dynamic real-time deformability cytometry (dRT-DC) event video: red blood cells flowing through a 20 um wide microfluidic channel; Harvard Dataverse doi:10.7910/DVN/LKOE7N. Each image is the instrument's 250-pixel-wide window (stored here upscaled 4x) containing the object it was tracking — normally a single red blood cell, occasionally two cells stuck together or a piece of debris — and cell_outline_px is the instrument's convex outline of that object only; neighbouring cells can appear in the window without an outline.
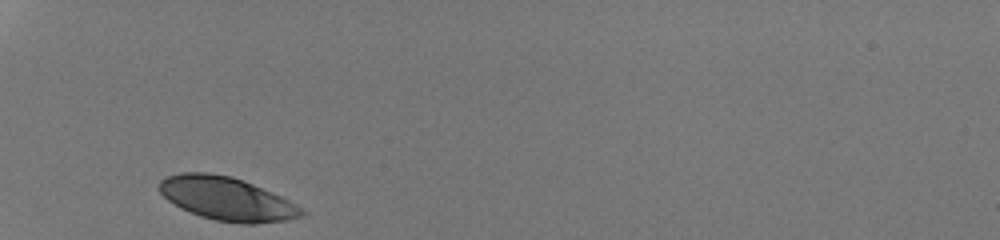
{"species": "human", "species_latin": "Homo sapiens", "temperature_condition": "room temperature", "stored_images_in_passage": 26, "camera_frame_rate_fps": 3000, "um_per_image_px": 0.085, "donor": {"sex": "male"}, "frame": {"image": 1, "passage_image": 1, "time_ms": 0.0, "image_size_px": [1000, 240], "cell_outline_px": [[308, 212], [304, 216], [288, 220], [252, 224], [240, 224], [216, 220], [200, 216], [180, 208], [168, 200], [156, 188], [160, 180], [168, 176], [180, 172], [208, 172], [232, 176], [244, 180], [272, 192], [296, 204]], "centroid_in_image_um": [19.28, 16.89], "position_along_channel_um": 65.7, "area_um2": 36.3}}
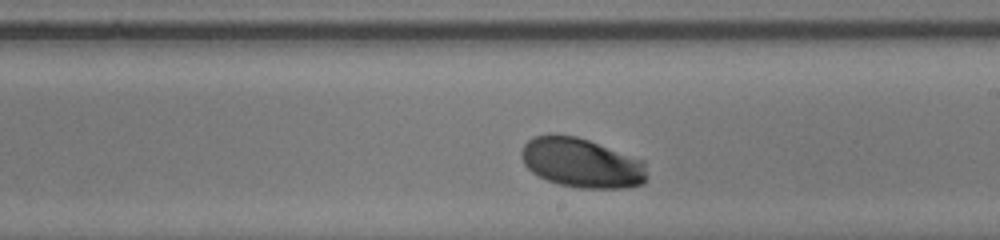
{"frame": {"image": 2, "passage_image": 15, "time_ms": 4.667, "image_size_px": [1000, 240], "cell_outline_px": [[644, 184], [624, 188], [580, 188], [560, 184], [548, 180], [532, 172], [524, 164], [520, 156], [520, 152], [524, 144], [528, 140], [536, 136], [548, 132], [556, 132], [576, 136], [588, 140], [644, 160]], "centroid_in_image_um": [49.38, 13.81], "position_along_channel_um": 239.6, "area_um2": 36.36}}
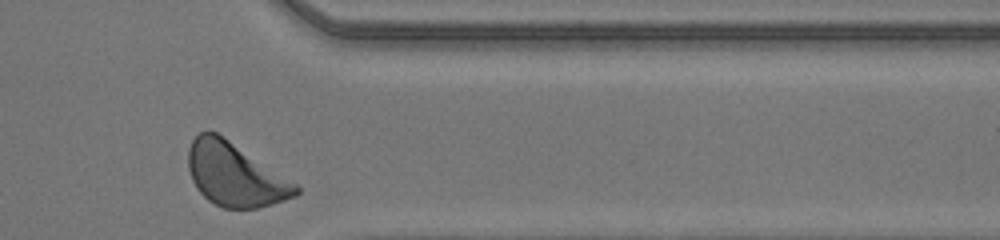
{"frame": {"image": 3, "passage_image": 26, "time_ms": 8.333, "image_size_px": [1000, 240], "cell_outline_px": [[300, 192], [296, 196], [272, 204], [256, 208], [224, 208], [208, 200], [196, 188], [192, 180], [188, 168], [188, 148], [192, 140], [200, 132], [216, 132], [224, 136], [296, 184], [300, 188]], "centroid_in_image_um": [19.95, 14.84], "position_along_channel_um": 391.5, "area_um2": 39.3}, "authors_computed_cell_mechanics": {"area_um2": 36.414, "velocity_mm_per_s": 4.181, "shape_relaxation_time_tau1_ms": 1.2489, "shape_relaxation_time_tau2_ms": null, "deformation_change_tau1": 0.1106, "deformation_change_tau2": null}}